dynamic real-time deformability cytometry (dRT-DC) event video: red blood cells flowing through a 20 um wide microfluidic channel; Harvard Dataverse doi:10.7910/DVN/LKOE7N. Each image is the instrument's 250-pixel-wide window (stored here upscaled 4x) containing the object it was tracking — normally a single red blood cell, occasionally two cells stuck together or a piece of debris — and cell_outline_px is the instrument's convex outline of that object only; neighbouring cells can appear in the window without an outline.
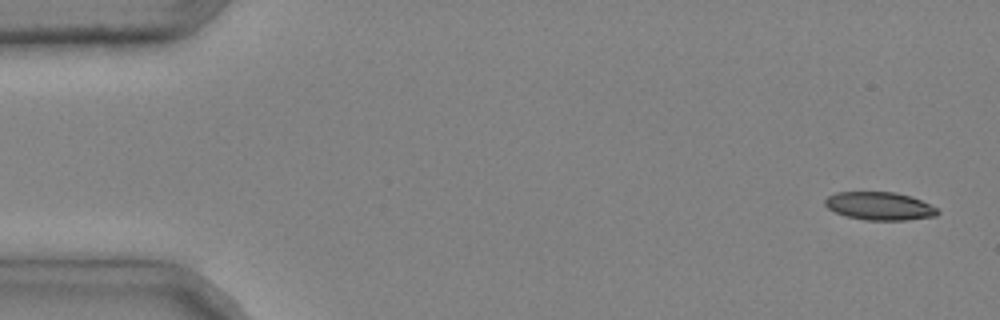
{"species": "common noctule bat (a hibernating species)", "species_latin": "Nyctalus noctula", "temperature_condition": "cold", "stored_images_in_passage": 4, "camera_frame_rate_fps": 3000, "um_per_image_px": 0.085, "animal": {"sex": "male", "body_mass_g": 20.4}, "frame": {"image": 1, "passage_image": 1, "time_ms": 0.0, "image_size_px": [1000, 320], "cell_outline_px": [[940, 212], [936, 216], [904, 220], [864, 220], [848, 216], [836, 212], [828, 208], [824, 204], [824, 200], [828, 196], [836, 192], [896, 192], [912, 196], [936, 208]], "centroid_in_image_um": [74.75, 17.51], "position_along_channel_um": 10.2, "area_um2": 18.32}}
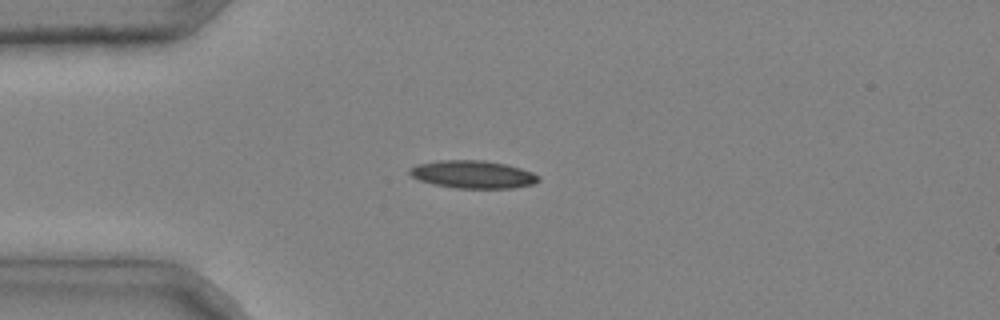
{"frame": {"image": 2, "passage_image": 4, "time_ms": 1.0, "image_size_px": [1000, 320], "cell_outline_px": [[540, 180], [532, 184], [512, 188], [456, 188], [432, 184], [420, 180], [412, 176], [408, 172], [408, 168], [416, 164], [440, 160], [484, 160], [504, 164], [520, 168], [532, 172], [540, 176]], "centroid_in_image_um": [40.17, 14.82], "position_along_channel_um": 44.8, "area_um2": 20.87}}